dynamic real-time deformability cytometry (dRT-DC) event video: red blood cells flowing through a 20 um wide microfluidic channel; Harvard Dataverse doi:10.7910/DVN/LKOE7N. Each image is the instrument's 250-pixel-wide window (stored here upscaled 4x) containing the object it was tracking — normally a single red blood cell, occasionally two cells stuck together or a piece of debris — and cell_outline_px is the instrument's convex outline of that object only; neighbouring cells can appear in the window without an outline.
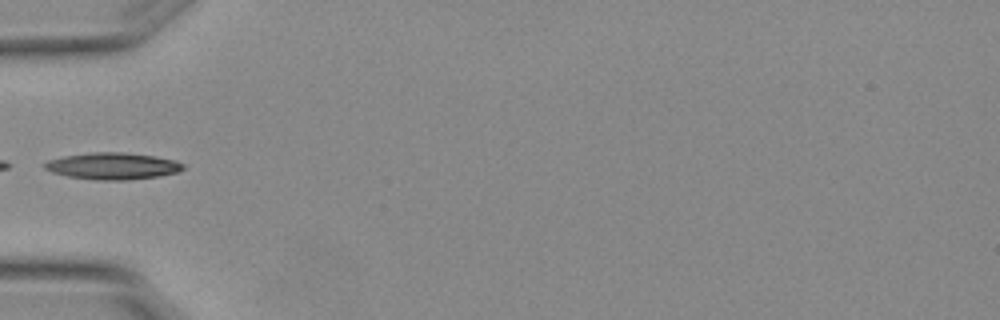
{"species": "Egyptian fruit bat (a non-hibernating species)", "species_latin": "Rousettus aegyptiacus", "temperature_condition": "warm", "stored_images_in_passage": 1, "camera_frame_rate_fps": 3000, "um_per_image_px": 0.085, "animal": {"sex": "female"}, "frame": {"image": 1, "passage_image": 1, "time_ms": 0.0, "image_size_px": [1000, 320], "cell_outline_px": [[184, 168], [176, 172], [160, 176], [128, 180], [96, 180], [68, 176], [52, 172], [44, 168], [44, 164], [48, 160], [64, 156], [92, 152], [120, 152], [156, 156], [176, 160], [184, 164]], "centroid_in_image_um": [9.59, 14.11], "position_along_channel_um": 75.4, "area_um2": 21.56}}